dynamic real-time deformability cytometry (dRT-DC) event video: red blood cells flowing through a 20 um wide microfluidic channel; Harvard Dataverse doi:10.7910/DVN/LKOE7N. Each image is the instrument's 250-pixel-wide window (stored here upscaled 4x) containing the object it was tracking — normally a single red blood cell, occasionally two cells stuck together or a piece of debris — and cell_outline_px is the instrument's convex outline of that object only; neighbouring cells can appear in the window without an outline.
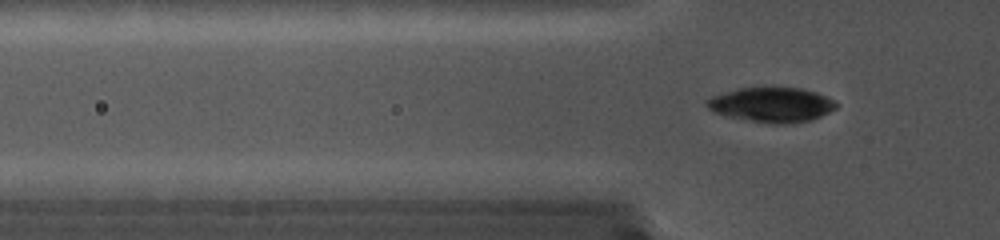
{"species": "common noctule bat (a hibernating species)", "species_latin": "Nyctalus noctula", "temperature_condition": "cold", "stored_images_in_passage": 85, "camera_frame_rate_fps": 5000, "um_per_image_px": 0.085, "animal": {"sex": "female", "body_mass_g": 19.0, "forearm_length_mm": 56.7}, "frame": {"image": 1, "passage_image": 29, "time_ms": 5.6, "image_size_px": [1000, 240], "cell_outline_px": [[840, 104], [836, 108], [812, 120], [792, 124], [772, 124], [728, 116], [712, 112], [704, 104], [704, 100], [712, 96], [740, 88], [800, 88], [816, 92]], "centroid_in_image_um": [65.58, 8.91], "position_along_channel_um": 60.2, "area_um2": 26.13}}
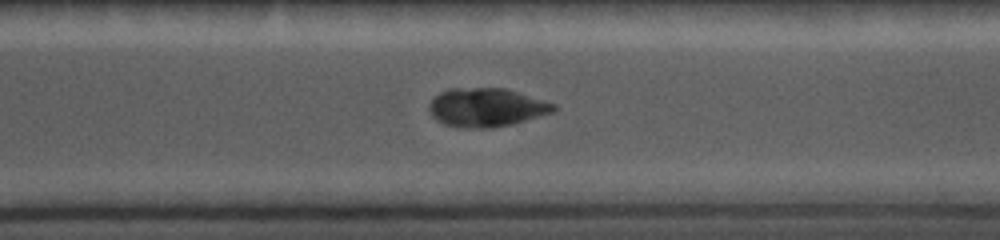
{"frame": {"image": 2, "passage_image": 65, "time_ms": 12.8, "image_size_px": [1000, 240], "cell_outline_px": [[556, 112], [512, 124], [492, 128], [460, 128], [444, 124], [436, 120], [432, 116], [428, 108], [428, 104], [440, 92], [452, 88], [504, 88], [556, 104]], "centroid_in_image_um": [41.34, 9.15], "position_along_channel_um": 329.3, "area_um2": 28.15}}
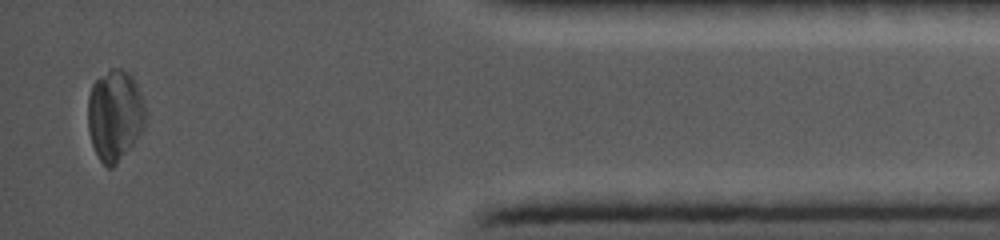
{"frame": {"image": 3, "passage_image": 82, "time_ms": 16.2, "image_size_px": [1000, 240], "cell_outline_px": [[144, 128], [132, 144], [116, 164], [112, 168], [108, 168], [100, 160], [92, 144], [88, 132], [88, 96], [92, 84], [96, 80], [112, 68], [120, 68], [128, 72], [132, 76], [140, 92], [144, 104]], "centroid_in_image_um": [9.74, 9.78], "position_along_channel_um": 425.5, "area_um2": 30.17}}